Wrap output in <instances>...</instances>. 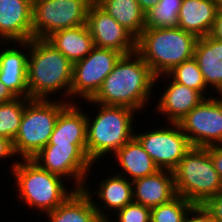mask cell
I'll list each match as a JSON object with an SVG mask.
<instances>
[{
  "instance_id": "obj_30",
  "label": "cell",
  "mask_w": 222,
  "mask_h": 222,
  "mask_svg": "<svg viewBox=\"0 0 222 222\" xmlns=\"http://www.w3.org/2000/svg\"><path fill=\"white\" fill-rule=\"evenodd\" d=\"M113 214L118 218L116 221L111 218L109 222H150L151 208L133 201Z\"/></svg>"
},
{
  "instance_id": "obj_18",
  "label": "cell",
  "mask_w": 222,
  "mask_h": 222,
  "mask_svg": "<svg viewBox=\"0 0 222 222\" xmlns=\"http://www.w3.org/2000/svg\"><path fill=\"white\" fill-rule=\"evenodd\" d=\"M169 83L159 97L156 109L165 115L167 122L178 123L193 108H195L204 97L196 90L175 82L171 77Z\"/></svg>"
},
{
  "instance_id": "obj_26",
  "label": "cell",
  "mask_w": 222,
  "mask_h": 222,
  "mask_svg": "<svg viewBox=\"0 0 222 222\" xmlns=\"http://www.w3.org/2000/svg\"><path fill=\"white\" fill-rule=\"evenodd\" d=\"M183 0H159L145 13V28H172L178 25V16Z\"/></svg>"
},
{
  "instance_id": "obj_13",
  "label": "cell",
  "mask_w": 222,
  "mask_h": 222,
  "mask_svg": "<svg viewBox=\"0 0 222 222\" xmlns=\"http://www.w3.org/2000/svg\"><path fill=\"white\" fill-rule=\"evenodd\" d=\"M86 26L95 47L113 49L123 55L136 52V39L95 1L89 8Z\"/></svg>"
},
{
  "instance_id": "obj_9",
  "label": "cell",
  "mask_w": 222,
  "mask_h": 222,
  "mask_svg": "<svg viewBox=\"0 0 222 222\" xmlns=\"http://www.w3.org/2000/svg\"><path fill=\"white\" fill-rule=\"evenodd\" d=\"M32 160L44 170L61 176L65 181L67 178L68 181L74 179L75 190L83 189L94 165L87 157L86 145H46Z\"/></svg>"
},
{
  "instance_id": "obj_16",
  "label": "cell",
  "mask_w": 222,
  "mask_h": 222,
  "mask_svg": "<svg viewBox=\"0 0 222 222\" xmlns=\"http://www.w3.org/2000/svg\"><path fill=\"white\" fill-rule=\"evenodd\" d=\"M98 186V191H93V194L92 191L88 189L89 187L87 183H85L83 190L92 199L93 206L96 209V212L98 213L101 220L110 219V214H106L104 210H113L112 213L114 211L117 212L129 203L133 202L132 181L128 180L124 176H120L118 174L112 175V177H108L106 178V180L102 179ZM95 194L99 198V201H102V203H104L103 206L99 204L100 202L96 203L93 201Z\"/></svg>"
},
{
  "instance_id": "obj_12",
  "label": "cell",
  "mask_w": 222,
  "mask_h": 222,
  "mask_svg": "<svg viewBox=\"0 0 222 222\" xmlns=\"http://www.w3.org/2000/svg\"><path fill=\"white\" fill-rule=\"evenodd\" d=\"M170 126L146 133L135 132V137L159 169L173 171L193 146L178 123H170Z\"/></svg>"
},
{
  "instance_id": "obj_25",
  "label": "cell",
  "mask_w": 222,
  "mask_h": 222,
  "mask_svg": "<svg viewBox=\"0 0 222 222\" xmlns=\"http://www.w3.org/2000/svg\"><path fill=\"white\" fill-rule=\"evenodd\" d=\"M95 2L135 39L145 29V13L136 0H95Z\"/></svg>"
},
{
  "instance_id": "obj_38",
  "label": "cell",
  "mask_w": 222,
  "mask_h": 222,
  "mask_svg": "<svg viewBox=\"0 0 222 222\" xmlns=\"http://www.w3.org/2000/svg\"><path fill=\"white\" fill-rule=\"evenodd\" d=\"M218 9H222V0H215Z\"/></svg>"
},
{
  "instance_id": "obj_4",
  "label": "cell",
  "mask_w": 222,
  "mask_h": 222,
  "mask_svg": "<svg viewBox=\"0 0 222 222\" xmlns=\"http://www.w3.org/2000/svg\"><path fill=\"white\" fill-rule=\"evenodd\" d=\"M90 103L98 104L97 106H99L95 117L91 118L86 114L87 157L94 164L97 160L103 159V156L109 155V153H112L113 156L135 136L134 131L136 130L133 127V123L137 111L123 106Z\"/></svg>"
},
{
  "instance_id": "obj_28",
  "label": "cell",
  "mask_w": 222,
  "mask_h": 222,
  "mask_svg": "<svg viewBox=\"0 0 222 222\" xmlns=\"http://www.w3.org/2000/svg\"><path fill=\"white\" fill-rule=\"evenodd\" d=\"M30 98H20L0 104V137L13 142L18 134L26 103Z\"/></svg>"
},
{
  "instance_id": "obj_24",
  "label": "cell",
  "mask_w": 222,
  "mask_h": 222,
  "mask_svg": "<svg viewBox=\"0 0 222 222\" xmlns=\"http://www.w3.org/2000/svg\"><path fill=\"white\" fill-rule=\"evenodd\" d=\"M50 222H101L92 199L82 190H76L56 209L46 213Z\"/></svg>"
},
{
  "instance_id": "obj_6",
  "label": "cell",
  "mask_w": 222,
  "mask_h": 222,
  "mask_svg": "<svg viewBox=\"0 0 222 222\" xmlns=\"http://www.w3.org/2000/svg\"><path fill=\"white\" fill-rule=\"evenodd\" d=\"M49 99H30L24 108L18 134L13 140L14 151L22 159H33L44 148L54 130L60 112L69 104Z\"/></svg>"
},
{
  "instance_id": "obj_29",
  "label": "cell",
  "mask_w": 222,
  "mask_h": 222,
  "mask_svg": "<svg viewBox=\"0 0 222 222\" xmlns=\"http://www.w3.org/2000/svg\"><path fill=\"white\" fill-rule=\"evenodd\" d=\"M194 204L177 195L171 201L151 208L150 222H183Z\"/></svg>"
},
{
  "instance_id": "obj_37",
  "label": "cell",
  "mask_w": 222,
  "mask_h": 222,
  "mask_svg": "<svg viewBox=\"0 0 222 222\" xmlns=\"http://www.w3.org/2000/svg\"><path fill=\"white\" fill-rule=\"evenodd\" d=\"M139 5L141 10L146 13L148 12L151 8L155 7L158 3L159 0H136Z\"/></svg>"
},
{
  "instance_id": "obj_20",
  "label": "cell",
  "mask_w": 222,
  "mask_h": 222,
  "mask_svg": "<svg viewBox=\"0 0 222 222\" xmlns=\"http://www.w3.org/2000/svg\"><path fill=\"white\" fill-rule=\"evenodd\" d=\"M193 58L197 61L206 86L222 95V42L210 35L199 37Z\"/></svg>"
},
{
  "instance_id": "obj_19",
  "label": "cell",
  "mask_w": 222,
  "mask_h": 222,
  "mask_svg": "<svg viewBox=\"0 0 222 222\" xmlns=\"http://www.w3.org/2000/svg\"><path fill=\"white\" fill-rule=\"evenodd\" d=\"M77 106L69 103L60 112L47 145H86V114Z\"/></svg>"
},
{
  "instance_id": "obj_8",
  "label": "cell",
  "mask_w": 222,
  "mask_h": 222,
  "mask_svg": "<svg viewBox=\"0 0 222 222\" xmlns=\"http://www.w3.org/2000/svg\"><path fill=\"white\" fill-rule=\"evenodd\" d=\"M95 0H32L33 38L47 39L54 32L86 24Z\"/></svg>"
},
{
  "instance_id": "obj_35",
  "label": "cell",
  "mask_w": 222,
  "mask_h": 222,
  "mask_svg": "<svg viewBox=\"0 0 222 222\" xmlns=\"http://www.w3.org/2000/svg\"><path fill=\"white\" fill-rule=\"evenodd\" d=\"M210 36L222 42V9L217 10L216 19Z\"/></svg>"
},
{
  "instance_id": "obj_15",
  "label": "cell",
  "mask_w": 222,
  "mask_h": 222,
  "mask_svg": "<svg viewBox=\"0 0 222 222\" xmlns=\"http://www.w3.org/2000/svg\"><path fill=\"white\" fill-rule=\"evenodd\" d=\"M32 38V0H0V41L16 45Z\"/></svg>"
},
{
  "instance_id": "obj_31",
  "label": "cell",
  "mask_w": 222,
  "mask_h": 222,
  "mask_svg": "<svg viewBox=\"0 0 222 222\" xmlns=\"http://www.w3.org/2000/svg\"><path fill=\"white\" fill-rule=\"evenodd\" d=\"M202 206L216 222H222V191L208 198Z\"/></svg>"
},
{
  "instance_id": "obj_5",
  "label": "cell",
  "mask_w": 222,
  "mask_h": 222,
  "mask_svg": "<svg viewBox=\"0 0 222 222\" xmlns=\"http://www.w3.org/2000/svg\"><path fill=\"white\" fill-rule=\"evenodd\" d=\"M11 167L19 198L28 208L39 210V215L53 211L76 191L67 190L61 176L44 170L32 159L15 161Z\"/></svg>"
},
{
  "instance_id": "obj_27",
  "label": "cell",
  "mask_w": 222,
  "mask_h": 222,
  "mask_svg": "<svg viewBox=\"0 0 222 222\" xmlns=\"http://www.w3.org/2000/svg\"><path fill=\"white\" fill-rule=\"evenodd\" d=\"M171 77L175 82H178L182 85H185L189 88H192L198 91L204 98H207V86L204 82L202 73L197 64V61L192 58L190 60L182 62L180 65L175 66L170 72L167 74H163L156 77L157 82L160 80V77ZM206 96H205V95Z\"/></svg>"
},
{
  "instance_id": "obj_11",
  "label": "cell",
  "mask_w": 222,
  "mask_h": 222,
  "mask_svg": "<svg viewBox=\"0 0 222 222\" xmlns=\"http://www.w3.org/2000/svg\"><path fill=\"white\" fill-rule=\"evenodd\" d=\"M214 97L204 98L178 122L193 147L222 145V95Z\"/></svg>"
},
{
  "instance_id": "obj_10",
  "label": "cell",
  "mask_w": 222,
  "mask_h": 222,
  "mask_svg": "<svg viewBox=\"0 0 222 222\" xmlns=\"http://www.w3.org/2000/svg\"><path fill=\"white\" fill-rule=\"evenodd\" d=\"M122 56L113 49L94 47L85 58L74 63L70 103H75L72 100L75 96L85 101L91 100Z\"/></svg>"
},
{
  "instance_id": "obj_36",
  "label": "cell",
  "mask_w": 222,
  "mask_h": 222,
  "mask_svg": "<svg viewBox=\"0 0 222 222\" xmlns=\"http://www.w3.org/2000/svg\"><path fill=\"white\" fill-rule=\"evenodd\" d=\"M16 96L7 88L2 82H0V104L15 99Z\"/></svg>"
},
{
  "instance_id": "obj_2",
  "label": "cell",
  "mask_w": 222,
  "mask_h": 222,
  "mask_svg": "<svg viewBox=\"0 0 222 222\" xmlns=\"http://www.w3.org/2000/svg\"><path fill=\"white\" fill-rule=\"evenodd\" d=\"M73 64L47 39L29 40L27 83L30 99H49L63 91L70 103ZM66 96V97H65Z\"/></svg>"
},
{
  "instance_id": "obj_17",
  "label": "cell",
  "mask_w": 222,
  "mask_h": 222,
  "mask_svg": "<svg viewBox=\"0 0 222 222\" xmlns=\"http://www.w3.org/2000/svg\"><path fill=\"white\" fill-rule=\"evenodd\" d=\"M133 201L153 208L177 196L173 171L160 169L156 173L132 181Z\"/></svg>"
},
{
  "instance_id": "obj_7",
  "label": "cell",
  "mask_w": 222,
  "mask_h": 222,
  "mask_svg": "<svg viewBox=\"0 0 222 222\" xmlns=\"http://www.w3.org/2000/svg\"><path fill=\"white\" fill-rule=\"evenodd\" d=\"M177 195L202 205L222 191V180L215 170L207 148L192 147L173 170Z\"/></svg>"
},
{
  "instance_id": "obj_1",
  "label": "cell",
  "mask_w": 222,
  "mask_h": 222,
  "mask_svg": "<svg viewBox=\"0 0 222 222\" xmlns=\"http://www.w3.org/2000/svg\"><path fill=\"white\" fill-rule=\"evenodd\" d=\"M156 76L136 53L123 55L91 100L107 106H123L140 112L148 105Z\"/></svg>"
},
{
  "instance_id": "obj_21",
  "label": "cell",
  "mask_w": 222,
  "mask_h": 222,
  "mask_svg": "<svg viewBox=\"0 0 222 222\" xmlns=\"http://www.w3.org/2000/svg\"><path fill=\"white\" fill-rule=\"evenodd\" d=\"M217 10L215 0H183L177 27L198 38L210 35Z\"/></svg>"
},
{
  "instance_id": "obj_23",
  "label": "cell",
  "mask_w": 222,
  "mask_h": 222,
  "mask_svg": "<svg viewBox=\"0 0 222 222\" xmlns=\"http://www.w3.org/2000/svg\"><path fill=\"white\" fill-rule=\"evenodd\" d=\"M47 40L72 64L85 58L95 47L86 24L54 32Z\"/></svg>"
},
{
  "instance_id": "obj_3",
  "label": "cell",
  "mask_w": 222,
  "mask_h": 222,
  "mask_svg": "<svg viewBox=\"0 0 222 222\" xmlns=\"http://www.w3.org/2000/svg\"><path fill=\"white\" fill-rule=\"evenodd\" d=\"M198 37L179 27L145 28L136 39V53L157 77L194 56Z\"/></svg>"
},
{
  "instance_id": "obj_22",
  "label": "cell",
  "mask_w": 222,
  "mask_h": 222,
  "mask_svg": "<svg viewBox=\"0 0 222 222\" xmlns=\"http://www.w3.org/2000/svg\"><path fill=\"white\" fill-rule=\"evenodd\" d=\"M113 157L117 160L121 171L124 170L120 173L117 171L116 174L124 176L130 181L152 175L160 170L135 136L125 143Z\"/></svg>"
},
{
  "instance_id": "obj_33",
  "label": "cell",
  "mask_w": 222,
  "mask_h": 222,
  "mask_svg": "<svg viewBox=\"0 0 222 222\" xmlns=\"http://www.w3.org/2000/svg\"><path fill=\"white\" fill-rule=\"evenodd\" d=\"M206 148L210 155L213 166L222 180V145H213Z\"/></svg>"
},
{
  "instance_id": "obj_32",
  "label": "cell",
  "mask_w": 222,
  "mask_h": 222,
  "mask_svg": "<svg viewBox=\"0 0 222 222\" xmlns=\"http://www.w3.org/2000/svg\"><path fill=\"white\" fill-rule=\"evenodd\" d=\"M191 215V216H190ZM183 222H216L202 205H194L185 215Z\"/></svg>"
},
{
  "instance_id": "obj_34",
  "label": "cell",
  "mask_w": 222,
  "mask_h": 222,
  "mask_svg": "<svg viewBox=\"0 0 222 222\" xmlns=\"http://www.w3.org/2000/svg\"><path fill=\"white\" fill-rule=\"evenodd\" d=\"M16 156L13 142L7 138L0 137V159H6Z\"/></svg>"
},
{
  "instance_id": "obj_14",
  "label": "cell",
  "mask_w": 222,
  "mask_h": 222,
  "mask_svg": "<svg viewBox=\"0 0 222 222\" xmlns=\"http://www.w3.org/2000/svg\"><path fill=\"white\" fill-rule=\"evenodd\" d=\"M0 43L2 44L0 47L2 48L0 49V82L9 88L16 97L29 98L27 83L29 41L17 42L16 46L24 47L23 50L20 49V46L19 50L15 45L10 47L8 44L11 42ZM26 51L28 52L26 53Z\"/></svg>"
}]
</instances>
